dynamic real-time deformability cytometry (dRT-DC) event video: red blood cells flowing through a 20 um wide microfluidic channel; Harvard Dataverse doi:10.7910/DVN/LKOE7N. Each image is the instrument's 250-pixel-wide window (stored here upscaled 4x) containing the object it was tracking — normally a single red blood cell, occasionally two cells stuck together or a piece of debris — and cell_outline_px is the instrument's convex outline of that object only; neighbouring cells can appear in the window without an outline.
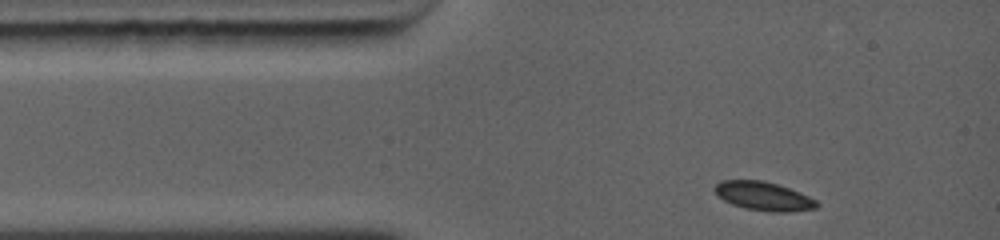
{"species": "common noctule bat (a hibernating species)", "species_latin": "Nyctalus noctula", "temperature_condition": "warm", "stored_images_in_passage": 3, "camera_frame_rate_fps": 5000, "um_per_image_px": 0.085, "animal": {"sex": "female", "body_mass_g": 19.0, "forearm_length_mm": 56.7}, "frame": {"image": 1, "passage_image": 1, "time_ms": 0.0, "image_size_px": [1000, 240], "cell_outline_px": [[820, 204], [816, 208], [788, 212], [768, 212], [744, 208], [732, 204], [724, 200], [712, 188], [720, 180], [764, 180], [788, 188], [808, 196], [816, 200]], "centroid_in_image_um": [64.89, 16.67], "position_along_channel_um": 20.1, "area_um2": 17.05}}